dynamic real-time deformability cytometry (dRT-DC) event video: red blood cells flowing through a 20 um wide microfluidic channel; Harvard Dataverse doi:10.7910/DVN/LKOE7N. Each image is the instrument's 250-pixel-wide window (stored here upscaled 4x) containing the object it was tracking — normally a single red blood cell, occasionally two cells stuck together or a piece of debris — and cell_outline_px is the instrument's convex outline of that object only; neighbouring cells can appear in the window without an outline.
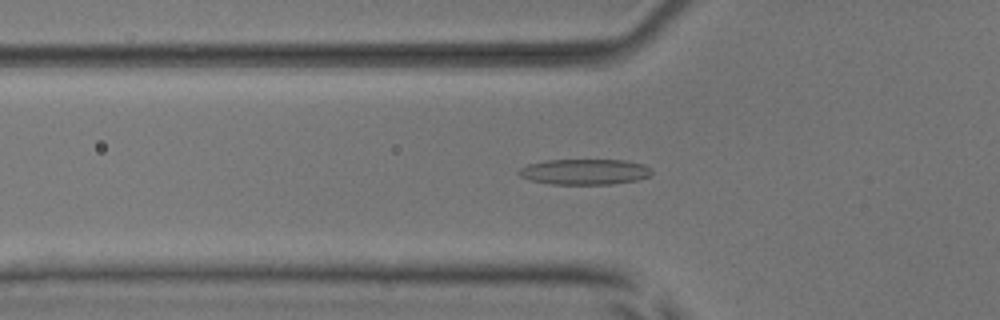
{"species": "common noctule bat (a hibernating species)", "species_latin": "Nyctalus noctula", "temperature_condition": "room temperature", "stored_images_in_passage": 42, "segment_of_instrument_passage": [1, 2], "camera_frame_rate_fps": 3000, "um_per_image_px": 0.085, "animal": {"sex": "male", "body_mass_g": 17.9, "forearm_length_mm": 54.2}, "frame": {"image": 1, "passage_image": 10, "time_ms": 3.0, "image_size_px": [1000, 320], "cell_outline_px": [[652, 172], [648, 176], [636, 180], [612, 184], [552, 184], [532, 180], [520, 176], [516, 172], [520, 168], [528, 164], [544, 160], [628, 160], [644, 164], [652, 168]], "centroid_in_image_um": [49.7, 14.59], "position_along_channel_um": 76.1, "area_um2": 19.88}}
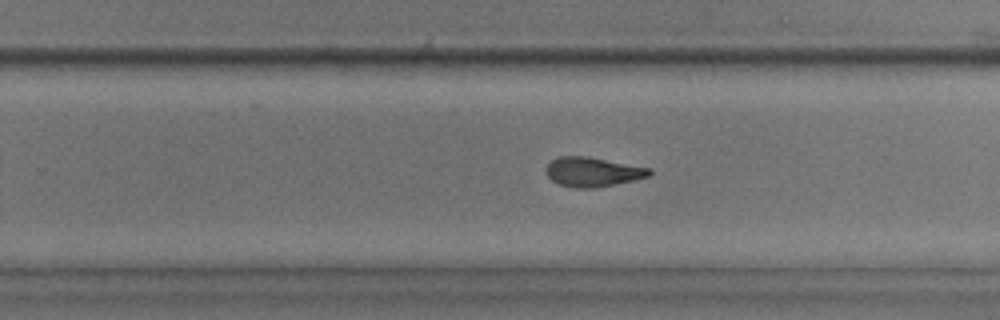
{"frame": {"image": 2, "passage_image": 26, "time_ms": 8.333, "image_size_px": [1000, 320], "cell_outline_px": [[652, 172], [648, 176], [632, 180], [596, 188], [576, 188], [560, 184], [552, 180], [544, 172], [548, 164], [552, 160], [560, 156], [588, 156], [648, 168]], "centroid_in_image_um": [50.33, 14.61], "position_along_channel_um": 279.5, "area_um2": 17.46}}
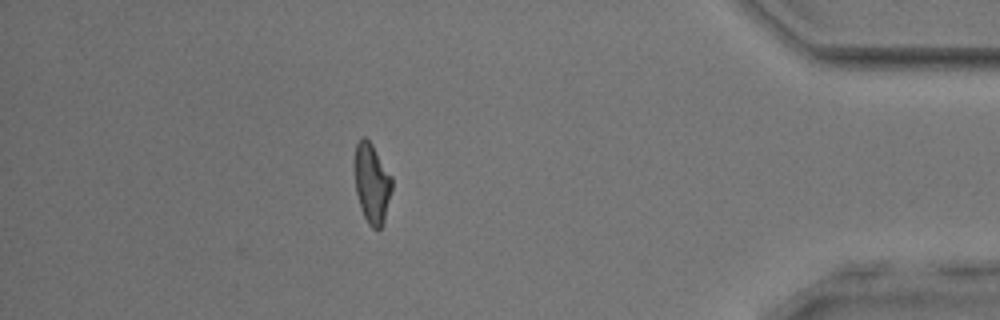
{"frame": {"image": 3, "passage_image": 39, "time_ms": 12.667, "image_size_px": [1000, 320], "cell_outline_px": [[392, 188], [384, 224], [380, 228], [372, 228], [368, 224], [360, 208], [356, 192], [352, 168], [352, 164], [356, 144], [364, 136], [372, 144], [392, 176]], "centroid_in_image_um": [31.58, 15.57], "position_along_channel_um": 403.6, "area_um2": 17.86}}